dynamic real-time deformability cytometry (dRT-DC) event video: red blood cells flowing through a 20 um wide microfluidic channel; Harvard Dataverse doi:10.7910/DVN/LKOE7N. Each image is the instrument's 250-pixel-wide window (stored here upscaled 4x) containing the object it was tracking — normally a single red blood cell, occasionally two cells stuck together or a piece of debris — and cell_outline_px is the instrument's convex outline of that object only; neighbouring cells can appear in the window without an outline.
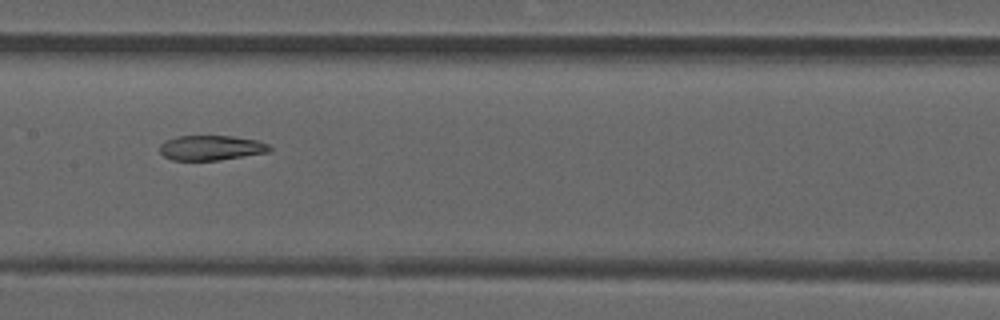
{"species": "common noctule bat (a hibernating species)", "species_latin": "Nyctalus noctula", "temperature_condition": "room temperature", "stored_images_in_passage": 37, "camera_frame_rate_fps": 3000, "um_per_image_px": 0.085, "animal": {"sex": "male", "forearm_length_mm": 52.5}, "frame": {"image": 1, "passage_image": 11, "time_ms": 3.333, "image_size_px": [1000, 320], "cell_outline_px": [[272, 148], [268, 152], [220, 160], [172, 160], [164, 156], [160, 152], [160, 144], [164, 140], [176, 136], [232, 136], [256, 140], [268, 144]], "centroid_in_image_um": [17.91, 12.56], "position_along_channel_um": 189.5, "area_um2": 15.95}, "authors_computed_cell_mechanics": {"area_um2": 17.2822, "velocity_mm_per_s": 3.9075, "shape_relaxation_time_tau1_ms": null, "shape_relaxation_time_tau2_ms": 5.5809, "deformation_change_tau1": null, "deformation_change_tau2": 0.1112}}